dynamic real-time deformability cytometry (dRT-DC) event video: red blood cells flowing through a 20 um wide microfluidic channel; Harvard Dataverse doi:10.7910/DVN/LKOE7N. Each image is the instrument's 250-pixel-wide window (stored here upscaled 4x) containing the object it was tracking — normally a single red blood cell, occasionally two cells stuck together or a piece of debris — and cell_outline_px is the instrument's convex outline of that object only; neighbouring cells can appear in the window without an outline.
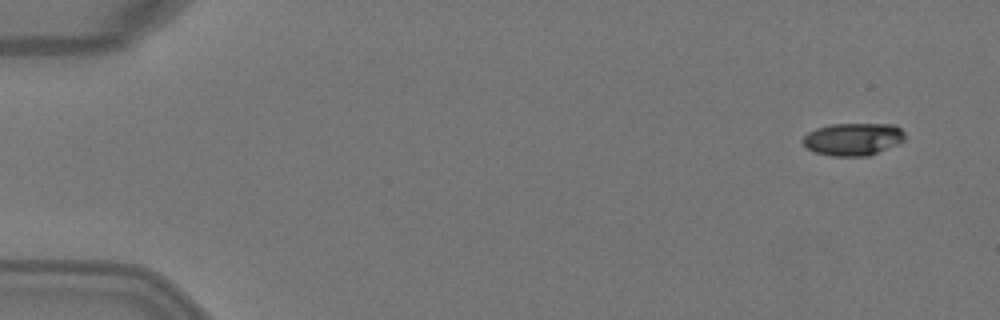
{"species": "Egyptian fruit bat (a non-hibernating species)", "species_latin": "Rousettus aegyptiacus", "temperature_condition": "warm", "stored_images_in_passage": 2, "camera_frame_rate_fps": 3000, "um_per_image_px": 0.085, "animal": {"sex": "female"}, "frame": {"image": 1, "passage_image": 2, "time_ms": 0.333, "image_size_px": [1000, 320], "cell_outline_px": [[904, 140], [896, 144], [868, 156], [832, 156], [816, 152], [808, 148], [800, 140], [808, 132], [816, 128], [832, 124], [892, 124], [900, 128], [904, 132]], "centroid_in_image_um": [72.48, 11.82], "position_along_channel_um": 12.5, "area_um2": 19.19}}